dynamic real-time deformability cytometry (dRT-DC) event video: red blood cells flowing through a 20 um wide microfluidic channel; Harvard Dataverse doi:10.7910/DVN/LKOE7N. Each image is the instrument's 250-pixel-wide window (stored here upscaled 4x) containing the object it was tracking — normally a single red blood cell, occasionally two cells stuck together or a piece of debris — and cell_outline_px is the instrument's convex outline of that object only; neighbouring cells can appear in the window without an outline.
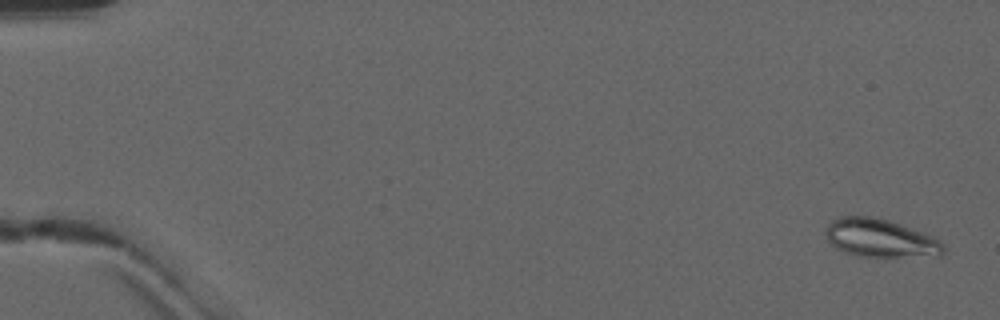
{"species": "common noctule bat (a hibernating species)", "species_latin": "Nyctalus noctula", "temperature_condition": "warm", "stored_images_in_passage": 51, "camera_frame_rate_fps": 3000, "um_per_image_px": 0.085, "animal": {"sex": "male", "forearm_length_mm": 52.5}, "frame": {"image": 1, "passage_image": 2, "time_ms": 0.333, "image_size_px": [1000, 320], "cell_outline_px": [[944, 252], [940, 256], [856, 256], [844, 252], [836, 248], [828, 240], [824, 232], [824, 228], [832, 220], [840, 216], [868, 216], [888, 220], [924, 232], [940, 240], [944, 244]], "centroid_in_image_um": [74.81, 20.24], "position_along_channel_um": 10.2, "area_um2": 26.3}}
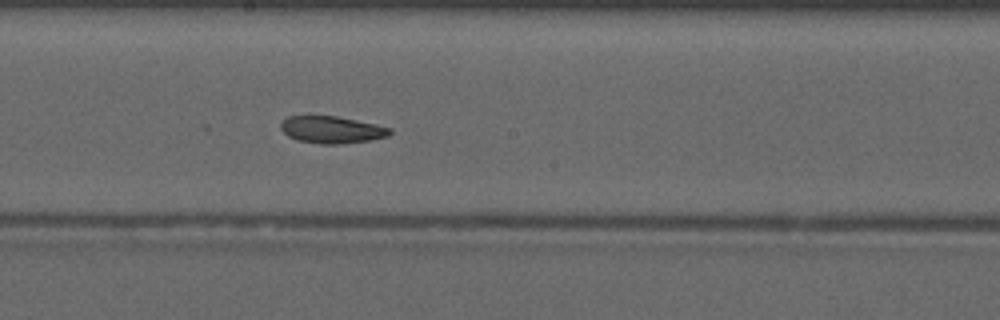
{"frame": {"image": 2, "passage_image": 29, "time_ms": 9.333, "image_size_px": [1000, 320], "cell_outline_px": [[392, 132], [388, 136], [368, 140], [340, 144], [320, 144], [300, 140], [288, 136], [280, 128], [280, 124], [288, 116], [336, 116], [376, 124], [392, 128]], "centroid_in_image_um": [28.21, 11.02], "position_along_channel_um": 220.0, "area_um2": 17.05}}
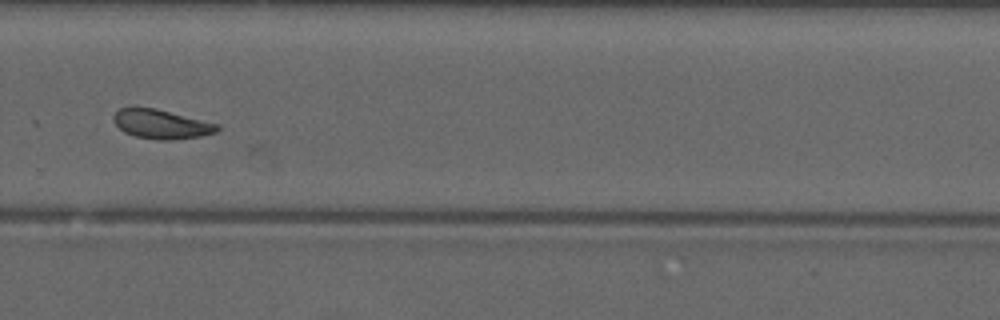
{"frame": {"image": 3, "passage_image": 36, "time_ms": 11.667, "image_size_px": [1000, 320], "cell_outline_px": [[220, 128], [216, 132], [200, 136], [160, 140], [156, 140], [136, 136], [124, 132], [112, 120], [112, 116], [120, 108], [156, 108], [220, 124]], "centroid_in_image_um": [13.72, 10.54], "position_along_channel_um": 316.1, "area_um2": 17.46}, "authors_computed_cell_mechanics": {"area_um2": 18.7272, "velocity_mm_per_s": 4.1322, "shape_relaxation_time_tau1_ms": null, "shape_relaxation_time_tau2_ms": 3.0695, "deformation_change_tau1": null, "deformation_change_tau2": 0.0989}}